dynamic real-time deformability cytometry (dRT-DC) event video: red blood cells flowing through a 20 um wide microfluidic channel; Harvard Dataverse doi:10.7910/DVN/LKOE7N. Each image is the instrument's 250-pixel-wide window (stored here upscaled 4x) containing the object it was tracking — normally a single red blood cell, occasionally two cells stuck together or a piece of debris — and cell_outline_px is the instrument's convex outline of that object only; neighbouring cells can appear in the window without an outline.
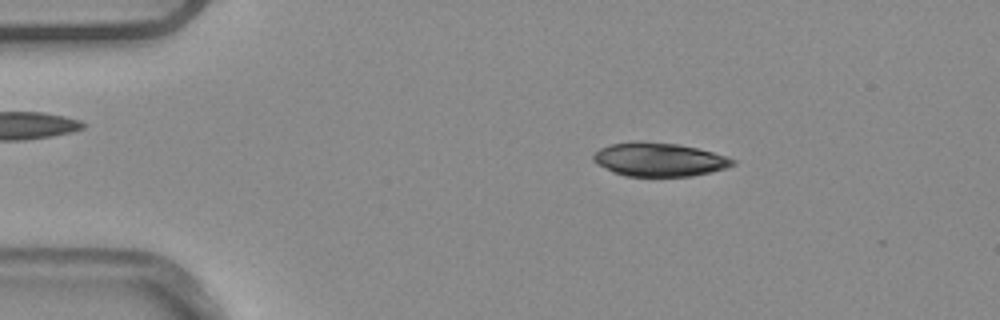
{"species": "common noctule bat (a hibernating species)", "species_latin": "Nyctalus noctula", "temperature_condition": "warm", "stored_images_in_passage": 4, "camera_frame_rate_fps": 3000, "um_per_image_px": 0.085, "animal": {"sex": "male", "body_mass_g": 20.4}, "frame": {"image": 1, "passage_image": 2, "time_ms": 0.333, "image_size_px": [1000, 320], "cell_outline_px": [[736, 164], [712, 172], [692, 176], [624, 176], [612, 172], [596, 164], [592, 160], [592, 156], [600, 148], [612, 144], [676, 144], [696, 148], [712, 152], [736, 160]], "centroid_in_image_um": [56.04, 13.61], "position_along_channel_um": 29.0, "area_um2": 26.41}}